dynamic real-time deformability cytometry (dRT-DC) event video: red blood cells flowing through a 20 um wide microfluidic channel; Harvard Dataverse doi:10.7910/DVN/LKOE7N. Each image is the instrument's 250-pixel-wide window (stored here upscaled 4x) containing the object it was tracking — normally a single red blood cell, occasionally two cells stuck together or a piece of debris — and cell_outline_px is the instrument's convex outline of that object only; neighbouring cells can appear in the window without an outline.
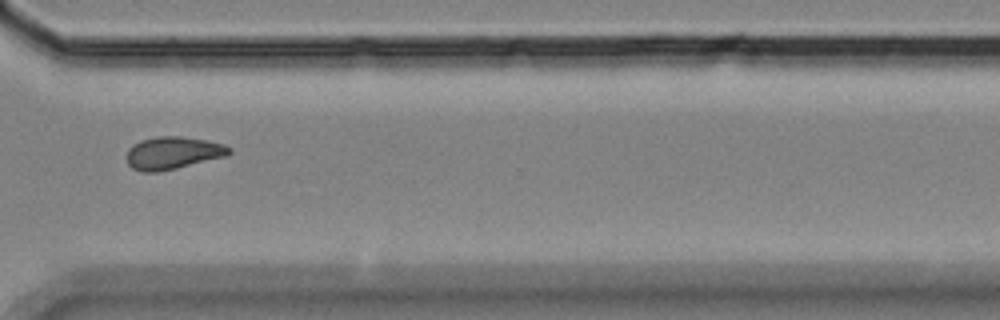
{"species": "Egyptian fruit bat (a non-hibernating species)", "species_latin": "Rousettus aegyptiacus", "temperature_condition": "room temperature", "stored_images_in_passage": 16, "camera_frame_rate_fps": 3000, "um_per_image_px": 0.085, "animal": {"sex": "female"}, "frame": {"image": 1, "passage_image": 12, "time_ms": 3.667, "image_size_px": [1000, 320], "cell_outline_px": [[232, 152], [228, 156], [160, 172], [140, 172], [132, 168], [128, 164], [128, 148], [140, 140], [156, 136], [180, 136], [208, 140], [224, 144], [232, 148]], "centroid_in_image_um": [14.73, 13.0], "position_along_channel_um": 355.9, "area_um2": 19.71}}
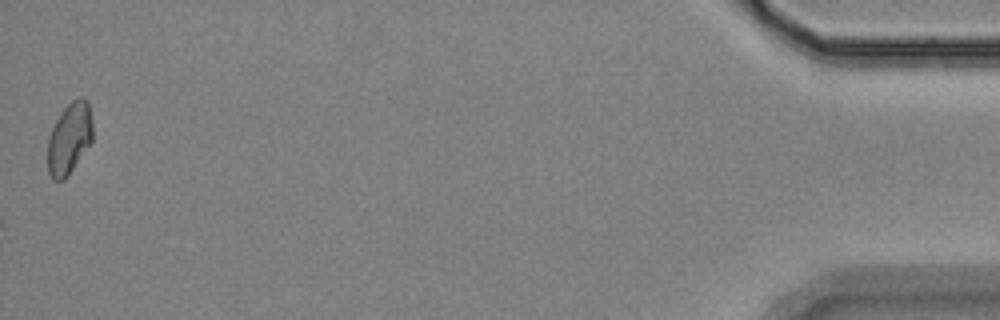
{"frame": {"image": 2, "passage_image": 16, "time_ms": 5.0, "image_size_px": [1000, 320], "cell_outline_px": [[92, 140], [68, 176], [64, 180], [52, 180], [48, 172], [48, 136], [60, 112], [72, 100], [80, 96], [84, 96], [88, 100], [92, 120]], "centroid_in_image_um": [5.89, 11.74], "position_along_channel_um": 429.3, "area_um2": 18.84}}